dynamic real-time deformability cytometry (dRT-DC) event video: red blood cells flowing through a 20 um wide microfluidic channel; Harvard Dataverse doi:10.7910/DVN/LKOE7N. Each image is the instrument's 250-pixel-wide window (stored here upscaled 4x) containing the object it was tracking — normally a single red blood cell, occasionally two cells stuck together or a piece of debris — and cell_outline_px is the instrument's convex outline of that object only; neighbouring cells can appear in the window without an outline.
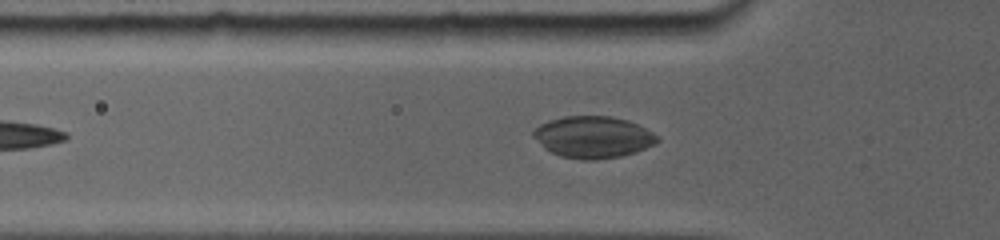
{"species": "common noctule bat (a hibernating species)", "species_latin": "Nyctalus noctula", "temperature_condition": "room temperature", "stored_images_in_passage": 23, "camera_frame_rate_fps": 5000, "um_per_image_px": 0.085, "animal": {"sex": "female", "body_mass_g": 19.0, "forearm_length_mm": 56.7}, "frame": {"image": 1, "passage_image": 3, "time_ms": 0.8, "image_size_px": [1000, 240], "cell_outline_px": [[656, 140], [652, 144], [644, 148], [620, 156], [592, 160], [580, 160], [560, 156], [544, 148], [532, 132], [540, 124], [548, 120], [564, 116], [612, 116], [628, 120], [644, 128], [656, 136]], "centroid_in_image_um": [50.35, 11.64], "position_along_channel_um": 75.4, "area_um2": 29.54}}
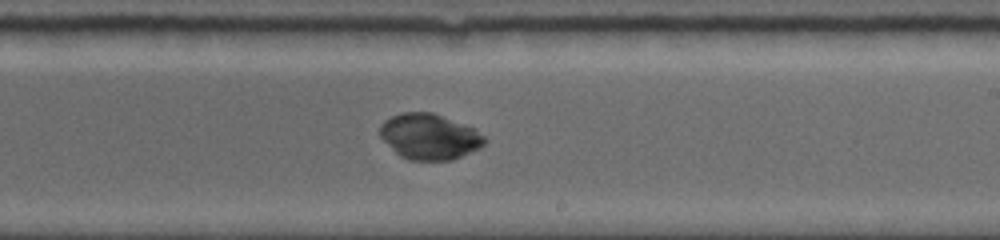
{"frame": {"image": 2, "passage_image": 13, "time_ms": 5.4, "image_size_px": [1000, 240], "cell_outline_px": [[488, 140], [480, 148], [452, 160], [408, 160], [400, 156], [380, 136], [380, 124], [384, 120], [400, 112], [432, 112], [472, 128], [484, 136]], "centroid_in_image_um": [36.49, 11.61], "position_along_channel_um": 252.5, "area_um2": 27.63}}
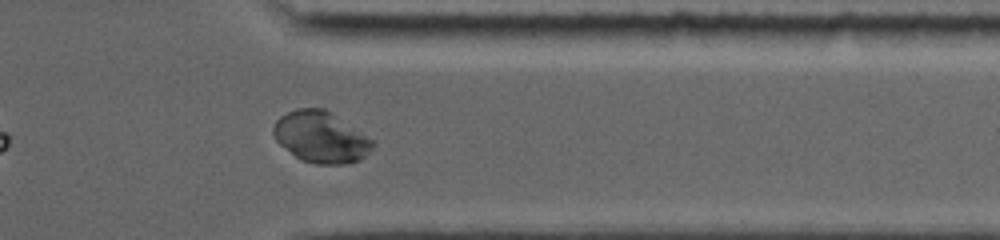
{"frame": {"image": 3, "passage_image": 21, "time_ms": 8.8, "image_size_px": [1000, 240], "cell_outline_px": [[376, 144], [360, 160], [344, 164], [316, 164], [300, 160], [280, 144], [276, 140], [272, 132], [272, 128], [276, 120], [280, 116], [296, 108], [324, 108], [376, 140]], "centroid_in_image_um": [27.29, 11.65], "position_along_channel_um": 384.1, "area_um2": 29.82}, "authors_computed_cell_mechanics": {"area_um2": 28.2064, "velocity_mm_per_s": 3.8479, "shape_relaxation_time_tau1_ms": 10.1685, "shape_relaxation_time_tau2_ms": null, "deformation_change_tau1": 0.1294, "deformation_change_tau2": null}}